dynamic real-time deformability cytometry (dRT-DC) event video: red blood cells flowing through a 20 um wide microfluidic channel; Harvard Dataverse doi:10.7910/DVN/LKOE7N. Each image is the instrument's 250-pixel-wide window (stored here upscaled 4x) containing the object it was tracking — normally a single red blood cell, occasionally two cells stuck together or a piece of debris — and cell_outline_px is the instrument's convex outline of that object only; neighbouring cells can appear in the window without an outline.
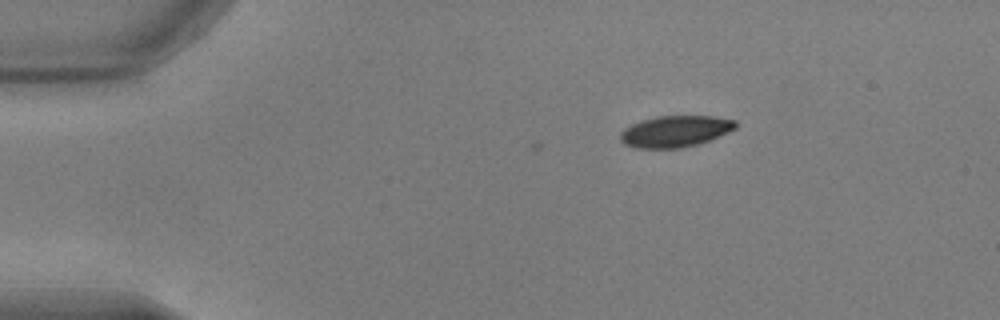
{"species": "common noctule bat (a hibernating species)", "species_latin": "Nyctalus noctula", "temperature_condition": "warm", "stored_images_in_passage": 5, "camera_frame_rate_fps": 3000, "um_per_image_px": 0.085, "animal": {"sex": "male", "body_mass_g": 17.9, "forearm_length_mm": 54.2}, "frame": {"image": 1, "passage_image": 1, "time_ms": 0.0, "image_size_px": [1000, 320], "cell_outline_px": [[736, 128], [728, 132], [708, 140], [696, 144], [680, 148], [636, 148], [624, 144], [620, 140], [620, 132], [624, 128], [640, 120], [656, 116], [716, 116], [736, 120]], "centroid_in_image_um": [57.36, 11.15], "position_along_channel_um": 27.6, "area_um2": 21.1}}